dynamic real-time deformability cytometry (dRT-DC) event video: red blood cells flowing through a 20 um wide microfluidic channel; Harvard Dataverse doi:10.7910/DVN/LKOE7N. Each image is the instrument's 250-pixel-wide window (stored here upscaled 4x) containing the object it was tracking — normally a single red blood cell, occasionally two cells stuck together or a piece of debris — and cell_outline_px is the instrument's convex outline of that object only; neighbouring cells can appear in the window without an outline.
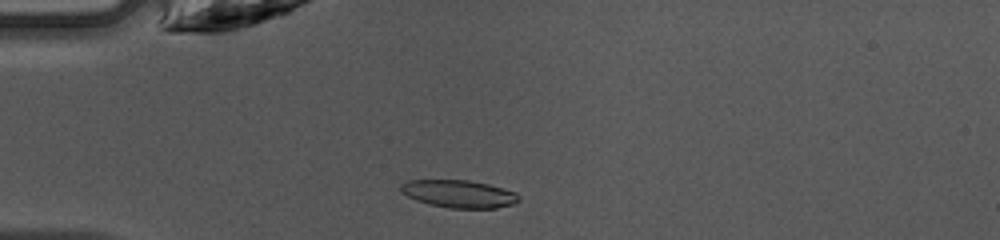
{"species": "common noctule bat (a hibernating species)", "species_latin": "Nyctalus noctula", "temperature_condition": "warm", "stored_images_in_passage": 39, "camera_frame_rate_fps": 3000, "um_per_image_px": 0.085, "animal": {"sex": "female", "body_mass_g": 10.0, "forearm_length_mm": 53.1}, "frame": {"image": 1, "passage_image": 5, "time_ms": 1.333, "image_size_px": [1000, 240], "cell_outline_px": [[520, 200], [512, 204], [496, 208], [448, 208], [428, 204], [416, 200], [400, 192], [400, 184], [408, 180], [468, 180], [488, 184], [504, 188], [516, 192], [520, 196]], "centroid_in_image_um": [39.0, 16.47], "position_along_channel_um": 46.0, "area_um2": 19.13}}
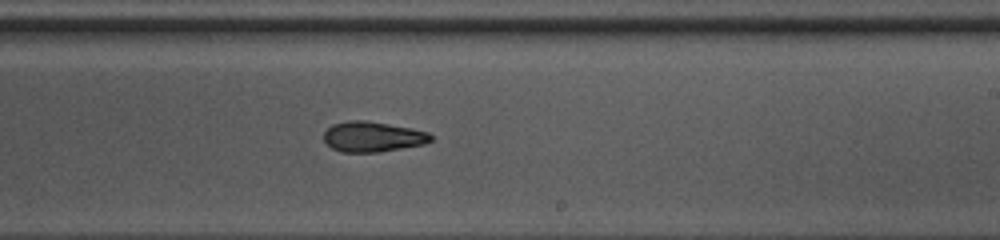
{"frame": {"image": 2, "passage_image": 21, "time_ms": 6.667, "image_size_px": [1000, 240], "cell_outline_px": [[432, 140], [424, 144], [380, 152], [340, 152], [332, 148], [324, 140], [324, 132], [332, 124], [348, 120], [364, 120], [412, 128], [428, 132], [432, 136]], "centroid_in_image_um": [31.67, 11.62], "position_along_channel_um": 257.3, "area_um2": 18.9}}
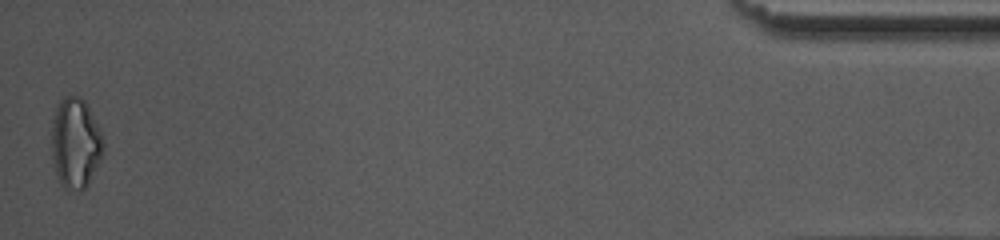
{"frame": {"image": 3, "passage_image": 39, "time_ms": 12.667, "image_size_px": [1000, 240], "cell_outline_px": [[104, 152], [88, 184], [80, 192], [68, 192], [60, 184], [56, 172], [52, 156], [52, 120], [56, 108], [60, 100], [64, 96], [80, 96], [84, 100], [100, 128], [104, 144]], "centroid_in_image_um": [6.42, 12.2], "position_along_channel_um": 428.8, "area_um2": 27.51}, "authors_computed_cell_mechanics": {"area_um2": 19.4786, "velocity_mm_per_s": 4.2696, "shape_relaxation_time_tau1_ms": 3.669, "shape_relaxation_time_tau2_ms": 3.8429, "deformation_change_tau1": 0.1444, "deformation_change_tau2": 0.1209}}